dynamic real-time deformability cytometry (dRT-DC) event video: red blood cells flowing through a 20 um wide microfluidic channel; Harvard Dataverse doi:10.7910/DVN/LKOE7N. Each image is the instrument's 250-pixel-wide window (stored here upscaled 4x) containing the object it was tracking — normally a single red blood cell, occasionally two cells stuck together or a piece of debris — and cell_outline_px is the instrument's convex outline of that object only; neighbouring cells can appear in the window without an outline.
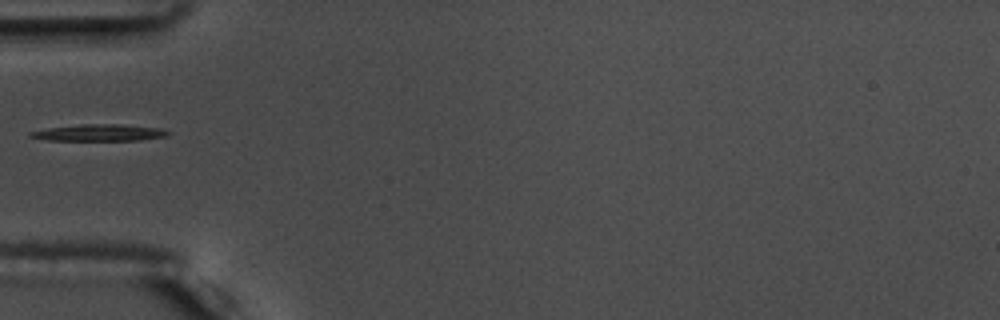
{"species": "common noctule bat (a hibernating species)", "species_latin": "Nyctalus noctula", "temperature_condition": "warm", "stored_images_in_passage": 38, "camera_frame_rate_fps": 3000, "um_per_image_px": 0.085, "animal": {"sex": "male", "body_mass_g": 17.5, "forearm_length_mm": 52.3}, "frame": {"image": 1, "passage_image": 1, "time_ms": 0.0, "image_size_px": [1000, 320], "cell_outline_px": [[172, 132], [168, 136], [140, 140], [48, 140], [28, 136], [28, 132], [48, 128], [80, 124], [120, 124], [160, 128]], "centroid_in_image_um": [8.47, 11.27], "position_along_channel_um": 76.5, "area_um2": 13.35}}
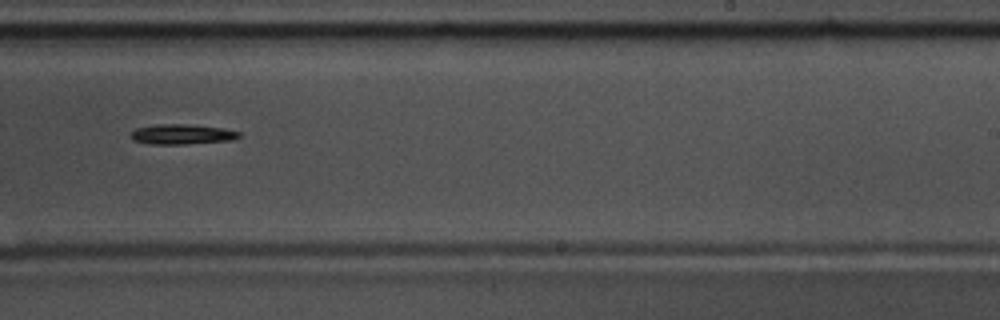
{"frame": {"image": 2, "passage_image": 17, "time_ms": 5.333, "image_size_px": [1000, 320], "cell_outline_px": [[244, 136], [232, 140], [184, 144], [148, 144], [132, 140], [132, 132], [136, 128], [156, 124], [184, 124], [220, 128], [240, 132]], "centroid_in_image_um": [15.47, 11.42], "position_along_channel_um": 273.5, "area_um2": 12.6}}
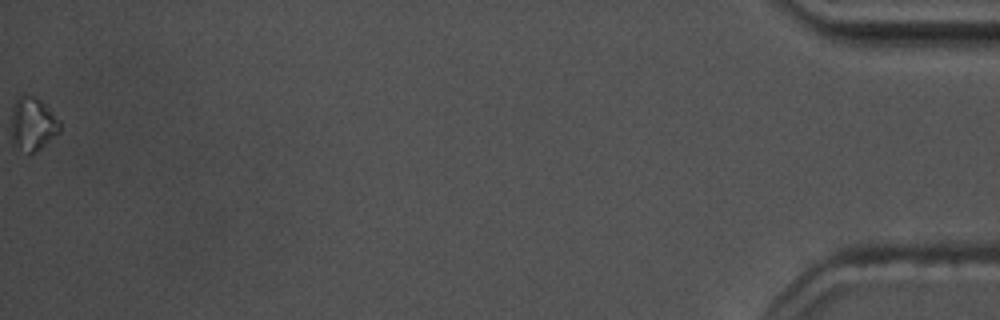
{"frame": {"image": 3, "passage_image": 38, "time_ms": 12.333, "image_size_px": [1000, 320], "cell_outline_px": [[60, 132], [56, 136], [40, 148], [32, 152], [28, 152], [12, 144], [12, 112], [16, 96], [20, 92], [24, 92], [40, 100], [60, 120]], "centroid_in_image_um": [2.78, 10.48], "position_along_channel_um": 432.4, "area_um2": 15.09}}